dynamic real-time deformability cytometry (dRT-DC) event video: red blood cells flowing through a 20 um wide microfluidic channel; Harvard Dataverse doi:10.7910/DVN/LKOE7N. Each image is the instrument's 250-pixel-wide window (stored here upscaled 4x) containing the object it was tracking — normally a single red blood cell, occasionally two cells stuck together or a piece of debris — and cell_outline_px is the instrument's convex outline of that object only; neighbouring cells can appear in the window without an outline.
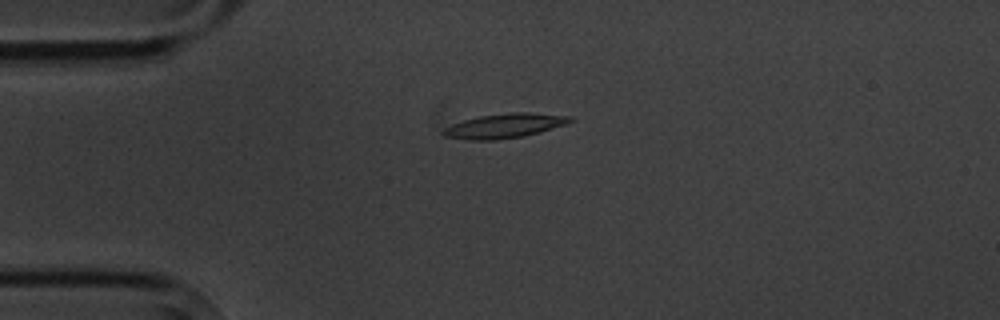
{"species": "common noctule bat (a hibernating species)", "species_latin": "Nyctalus noctula", "temperature_condition": "cold", "stored_images_in_passage": 8, "camera_frame_rate_fps": 3000, "um_per_image_px": 0.085, "animal": {"sex": "male", "body_mass_g": 20.1, "forearm_length_mm": 53.5}, "frame": {"image": 1, "passage_image": 2, "time_ms": 1.0, "image_size_px": [1000, 320], "cell_outline_px": [[576, 120], [568, 124], [540, 132], [520, 136], [496, 140], [468, 140], [444, 136], [440, 132], [444, 128], [452, 124], [464, 120], [480, 116], [512, 112], [528, 112], [572, 116]], "centroid_in_image_um": [42.92, 10.69], "position_along_channel_um": 42.1, "area_um2": 18.15}}
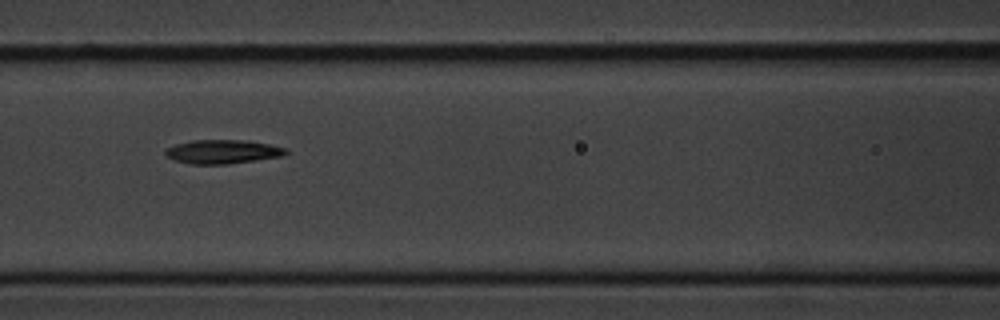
{"frame": {"image": 2, "passage_image": 5, "time_ms": 4.667, "image_size_px": [1000, 320], "cell_outline_px": [[288, 152], [284, 156], [228, 164], [192, 164], [172, 160], [164, 152], [164, 148], [176, 144], [192, 140], [248, 140], [288, 148]], "centroid_in_image_um": [18.93, 12.89], "position_along_channel_um": 147.7, "area_um2": 16.94}}
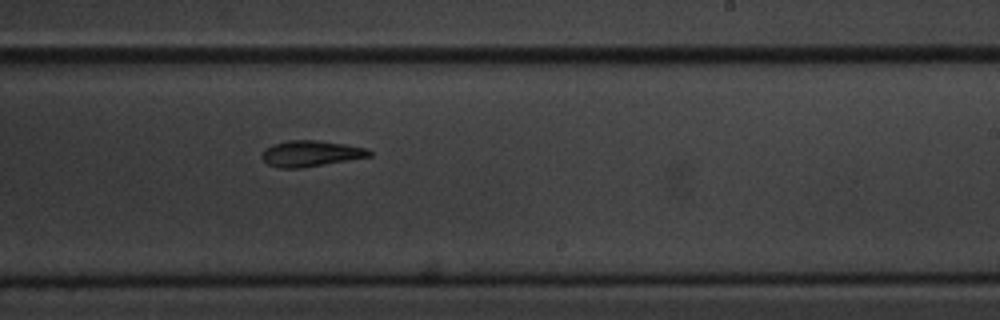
{"frame": {"image": 3, "passage_image": 8, "time_ms": 8.0, "image_size_px": [1000, 320], "cell_outline_px": [[372, 156], [300, 168], [280, 168], [268, 164], [260, 156], [264, 148], [272, 144], [288, 140], [316, 140], [344, 144], [364, 148], [372, 152]], "centroid_in_image_um": [26.36, 13.04], "position_along_channel_um": 262.6, "area_um2": 16.13}}